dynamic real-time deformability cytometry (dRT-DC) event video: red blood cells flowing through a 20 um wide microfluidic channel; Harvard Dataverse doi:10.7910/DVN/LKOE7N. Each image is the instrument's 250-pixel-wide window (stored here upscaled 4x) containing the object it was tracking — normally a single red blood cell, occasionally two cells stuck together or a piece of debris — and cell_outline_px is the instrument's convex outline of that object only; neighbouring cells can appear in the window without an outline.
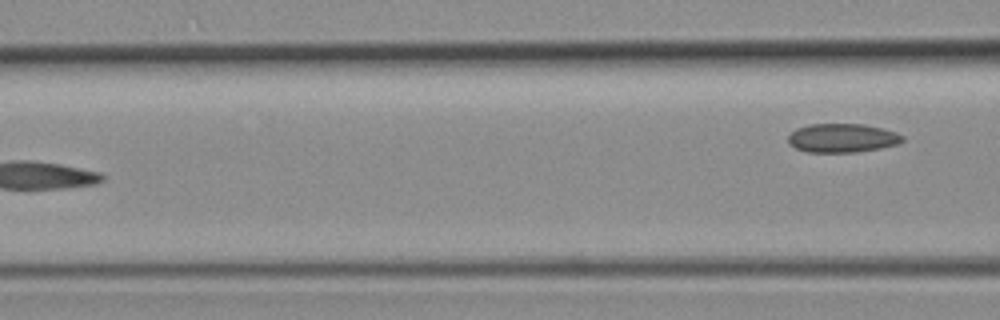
{"species": "common noctule bat (a hibernating species)", "species_latin": "Nyctalus noctula", "temperature_condition": "room temperature", "stored_images_in_passage": 5, "camera_frame_rate_fps": 3000, "um_per_image_px": 0.085, "animal": {"sex": "female", "body_mass_g": 19.3, "forearm_length_mm": 54.1}, "frame": {"image": 1, "passage_image": 5, "time_ms": 6.333, "image_size_px": [1000, 320], "cell_outline_px": [[904, 140], [896, 144], [880, 148], [856, 152], [808, 152], [796, 148], [788, 144], [788, 136], [796, 128], [808, 124], [864, 124], [884, 128], [896, 132], [904, 136]], "centroid_in_image_um": [71.59, 11.72], "position_along_channel_um": 95.0, "area_um2": 19.31}}